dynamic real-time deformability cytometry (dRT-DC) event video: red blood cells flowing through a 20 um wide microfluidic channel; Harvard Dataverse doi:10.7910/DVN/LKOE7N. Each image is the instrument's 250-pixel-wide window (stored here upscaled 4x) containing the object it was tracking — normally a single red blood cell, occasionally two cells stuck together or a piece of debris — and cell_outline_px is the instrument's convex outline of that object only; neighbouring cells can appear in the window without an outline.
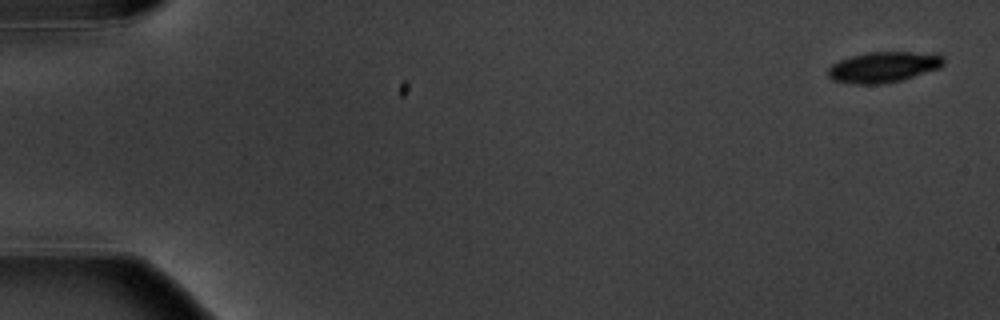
{"species": "common noctule bat (a hibernating species)", "species_latin": "Nyctalus noctula", "temperature_condition": "warm", "stored_images_in_passage": 10, "camera_frame_rate_fps": 3000, "um_per_image_px": 0.085, "animal": {"sex": "male", "body_mass_g": 20.1, "forearm_length_mm": 53.5}, "frame": {"image": 1, "passage_image": 1, "time_ms": 0.0, "image_size_px": [1000, 320], "cell_outline_px": [[944, 64], [940, 68], [904, 80], [884, 84], [852, 84], [832, 80], [828, 76], [828, 68], [832, 64], [840, 60], [852, 56], [868, 52], [936, 52], [944, 56]], "centroid_in_image_um": [75.15, 5.7], "position_along_channel_um": 9.8, "area_um2": 21.1}}
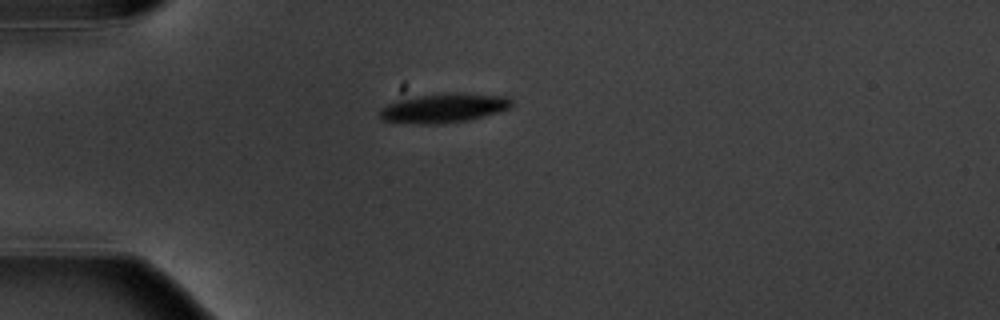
{"frame": {"image": 2, "passage_image": 5, "time_ms": 4.667, "image_size_px": [1000, 320], "cell_outline_px": [[512, 108], [500, 112], [468, 120], [440, 124], [420, 124], [384, 120], [380, 116], [380, 112], [388, 104], [396, 100], [412, 96], [444, 92], [456, 92], [508, 96], [512, 100]], "centroid_in_image_um": [37.79, 9.16], "position_along_channel_um": 47.2, "area_um2": 22.77}}